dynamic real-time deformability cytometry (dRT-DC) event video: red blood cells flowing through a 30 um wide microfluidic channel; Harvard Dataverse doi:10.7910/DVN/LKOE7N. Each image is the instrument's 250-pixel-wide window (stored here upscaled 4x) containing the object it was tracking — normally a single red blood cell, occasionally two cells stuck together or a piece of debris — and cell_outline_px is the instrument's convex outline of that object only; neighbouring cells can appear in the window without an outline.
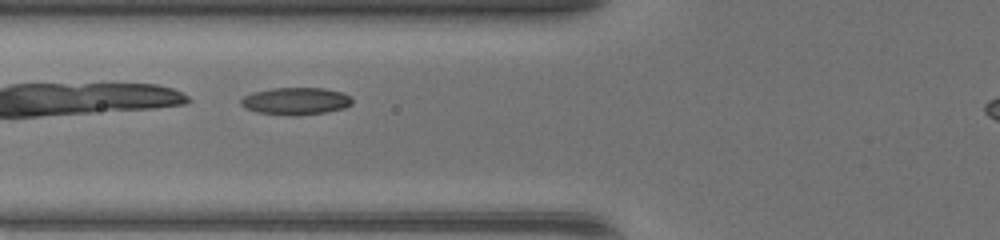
{"species": "common noctule bat (a hibernating species)", "species_latin": "Nyctalus noctula", "temperature_condition": "warm", "stored_images_in_passage": 35, "camera_frame_rate_fps": 3000, "um_per_image_px": 0.085, "animal": {"sex": "female", "body_mass_g": 17.0, "forearm_length_mm": 48.0}, "frame": {"image": 1, "passage_image": 9, "time_ms": 2.667, "image_size_px": [1000, 240], "cell_outline_px": [[352, 104], [344, 108], [324, 112], [296, 116], [288, 116], [256, 112], [244, 108], [240, 104], [240, 100], [244, 96], [252, 92], [272, 88], [324, 88], [344, 92], [352, 100]], "centroid_in_image_um": [25.11, 8.6], "position_along_channel_um": 100.7, "area_um2": 17.86}}
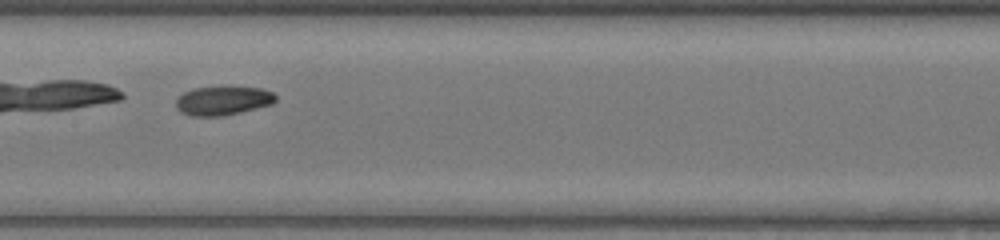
{"frame": {"image": 2, "passage_image": 15, "time_ms": 4.667, "image_size_px": [1000, 240], "cell_outline_px": [[276, 100], [272, 104], [240, 112], [220, 116], [192, 116], [180, 112], [176, 108], [176, 100], [184, 92], [192, 88], [224, 84], [264, 88], [272, 92], [276, 96]], "centroid_in_image_um": [18.95, 8.5], "position_along_channel_um": 188.4, "area_um2": 17.51}}
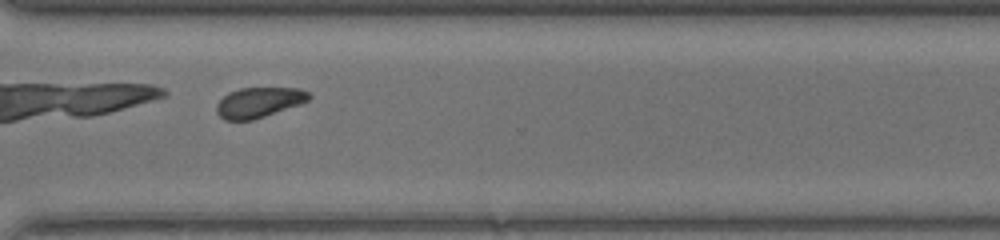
{"frame": {"image": 3, "passage_image": 26, "time_ms": 8.333, "image_size_px": [1000, 240], "cell_outline_px": [[312, 96], [308, 100], [300, 104], [252, 120], [224, 120], [216, 112], [216, 104], [228, 92], [240, 88], [296, 88], [308, 92]], "centroid_in_image_um": [21.98, 8.7], "position_along_channel_um": 348.6, "area_um2": 16.13}, "authors_computed_cell_mechanics": {"area_um2": 16.9354, "velocity_mm_per_s": 4.3898, "shape_relaxation_time_tau1_ms": 1.9709, "shape_relaxation_time_tau2_ms": 4.1535, "deformation_change_tau1": 0.1015, "deformation_change_tau2": 0.0935}}